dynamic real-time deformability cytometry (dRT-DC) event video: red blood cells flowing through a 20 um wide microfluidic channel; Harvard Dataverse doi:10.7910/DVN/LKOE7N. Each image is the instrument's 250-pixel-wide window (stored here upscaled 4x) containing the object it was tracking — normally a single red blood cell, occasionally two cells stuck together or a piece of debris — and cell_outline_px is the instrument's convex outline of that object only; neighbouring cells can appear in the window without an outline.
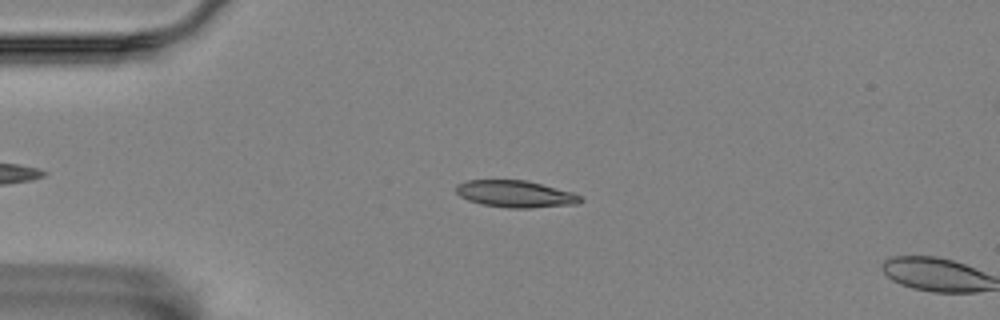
{"species": "Egyptian fruit bat (a non-hibernating species)", "species_latin": "Rousettus aegyptiacus", "temperature_condition": "room temperature", "stored_images_in_passage": 14, "camera_frame_rate_fps": 3000, "um_per_image_px": 0.085, "animal": {"sex": "female"}, "frame": {"image": 1, "passage_image": 12, "time_ms": 3.667, "image_size_px": [1000, 320], "cell_outline_px": [[584, 200], [576, 204], [528, 208], [508, 208], [484, 204], [468, 200], [460, 196], [456, 192], [456, 184], [468, 180], [528, 180], [572, 192], [580, 196]], "centroid_in_image_um": [43.81, 16.48], "position_along_channel_um": 41.2, "area_um2": 19.42}}